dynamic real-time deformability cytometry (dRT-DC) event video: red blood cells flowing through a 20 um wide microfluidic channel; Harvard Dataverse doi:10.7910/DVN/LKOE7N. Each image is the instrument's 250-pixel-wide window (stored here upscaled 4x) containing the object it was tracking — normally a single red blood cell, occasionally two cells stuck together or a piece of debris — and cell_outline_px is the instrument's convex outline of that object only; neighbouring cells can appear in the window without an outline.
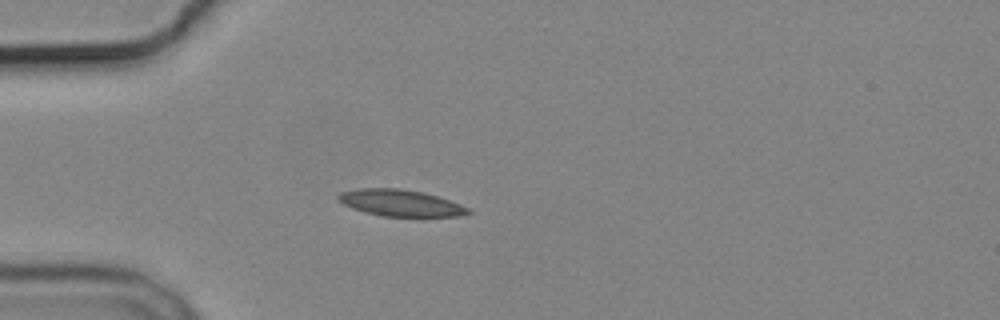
{"species": "common noctule bat (a hibernating species)", "species_latin": "Nyctalus noctula", "temperature_condition": "cold", "stored_images_in_passage": 1, "camera_frame_rate_fps": 3000, "um_per_image_px": 0.085, "animal": {"sex": "male", "body_mass_g": 19.2, "forearm_length_mm": 51.8}, "frame": {"image": 1, "passage_image": 1, "time_ms": 0.0, "image_size_px": [1000, 320], "cell_outline_px": [[472, 212], [456, 216], [384, 216], [364, 212], [352, 208], [344, 204], [336, 196], [340, 192], [360, 188], [400, 188], [424, 192], [460, 204], [468, 208]], "centroid_in_image_um": [34.01, 17.24], "position_along_channel_um": 51.0, "area_um2": 19.88}}